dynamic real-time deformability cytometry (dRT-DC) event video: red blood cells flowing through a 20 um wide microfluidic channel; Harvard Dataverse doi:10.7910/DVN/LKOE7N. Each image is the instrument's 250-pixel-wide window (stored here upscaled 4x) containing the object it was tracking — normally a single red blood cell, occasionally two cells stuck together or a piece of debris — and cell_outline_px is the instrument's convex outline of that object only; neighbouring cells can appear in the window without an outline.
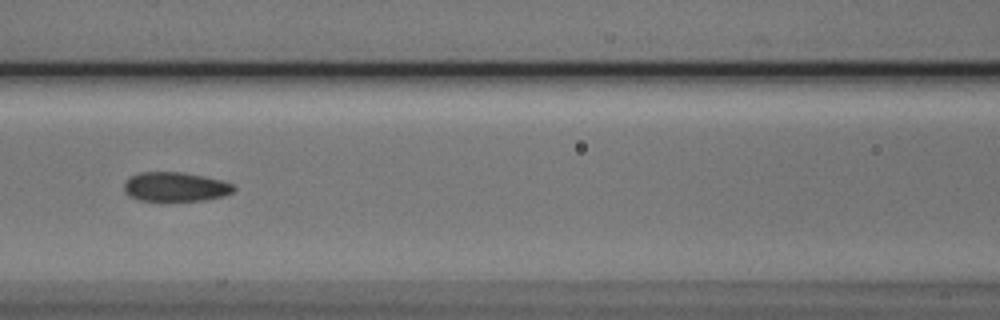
{"species": "Egyptian fruit bat (a non-hibernating species)", "species_latin": "Rousettus aegyptiacus", "temperature_condition": "cold", "stored_images_in_passage": 9, "camera_frame_rate_fps": 3000, "um_per_image_px": 0.085, "animal": {"sex": "male"}, "frame": {"image": 1, "passage_image": 7, "time_ms": 7.0, "image_size_px": [1000, 320], "cell_outline_px": [[236, 188], [232, 192], [224, 196], [204, 200], [160, 204], [140, 200], [128, 196], [124, 192], [124, 184], [128, 176], [140, 172], [184, 172], [204, 176], [220, 180], [232, 184]], "centroid_in_image_um": [14.84, 15.92], "position_along_channel_um": 151.8, "area_um2": 19.65}}
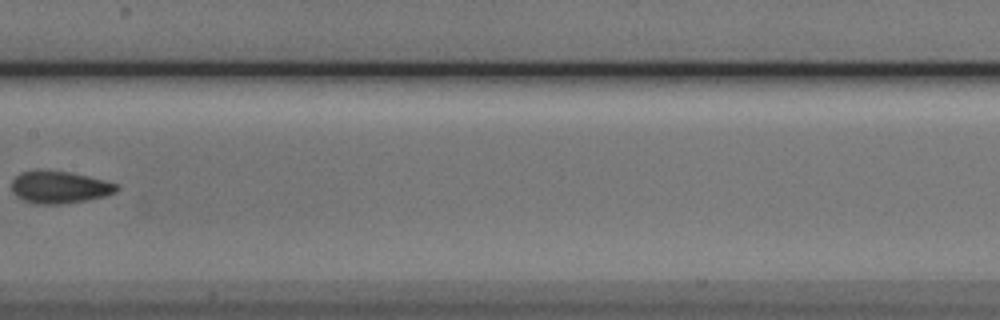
{"frame": {"image": 2, "passage_image": 8, "time_ms": 8.333, "image_size_px": [1000, 320], "cell_outline_px": [[120, 188], [116, 192], [104, 196], [84, 200], [60, 204], [36, 204], [24, 200], [16, 196], [12, 192], [12, 180], [20, 172], [36, 168], [68, 172], [88, 176], [104, 180], [116, 184]], "centroid_in_image_um": [5.01, 15.89], "position_along_channel_um": 202.4, "area_um2": 19.88}}
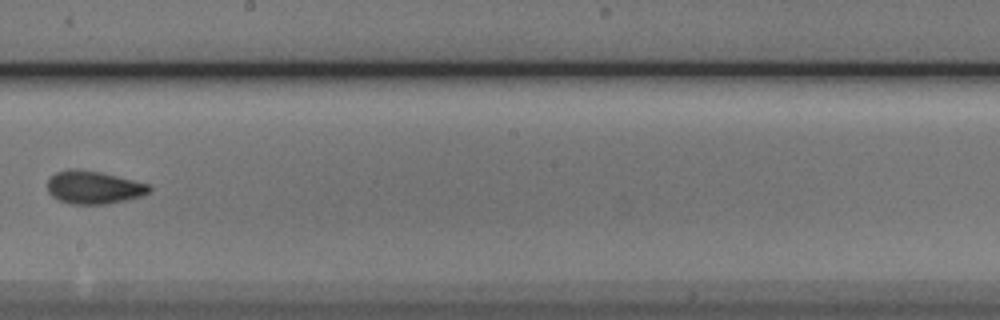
{"frame": {"image": 3, "passage_image": 9, "time_ms": 9.333, "image_size_px": [1000, 320], "cell_outline_px": [[152, 188], [148, 192], [140, 196], [108, 204], [72, 204], [60, 200], [52, 196], [48, 192], [48, 180], [56, 172], [68, 168], [76, 168], [100, 172], [152, 184]], "centroid_in_image_um": [7.97, 15.91], "position_along_channel_um": 240.2, "area_um2": 19.59}}